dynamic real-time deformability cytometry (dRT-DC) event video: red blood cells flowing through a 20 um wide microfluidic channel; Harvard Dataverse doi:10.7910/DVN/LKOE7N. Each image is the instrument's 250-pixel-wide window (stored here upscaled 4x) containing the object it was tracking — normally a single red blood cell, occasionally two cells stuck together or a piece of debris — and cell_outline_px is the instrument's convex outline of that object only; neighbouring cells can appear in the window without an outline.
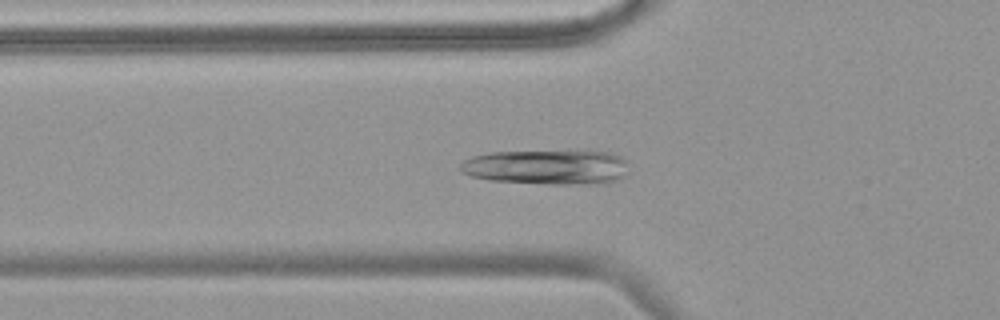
{"species": "common noctule bat (a hibernating species)", "species_latin": "Nyctalus noctula", "temperature_condition": "warm", "stored_images_in_passage": 55, "camera_frame_rate_fps": 3000, "um_per_image_px": 0.085, "animal": {"sex": "female", "body_mass_g": 18.4}, "frame": {"image": 1, "passage_image": 19, "time_ms": 6.0, "image_size_px": [1000, 320], "cell_outline_px": [[624, 176], [620, 180], [604, 184], [548, 184], [488, 180], [472, 176], [460, 172], [460, 164], [464, 160], [472, 156], [492, 152], [588, 148], [608, 152], [620, 156], [624, 160]], "centroid_in_image_um": [46.51, 14.16], "position_along_channel_um": 79.3, "area_um2": 35.49}}
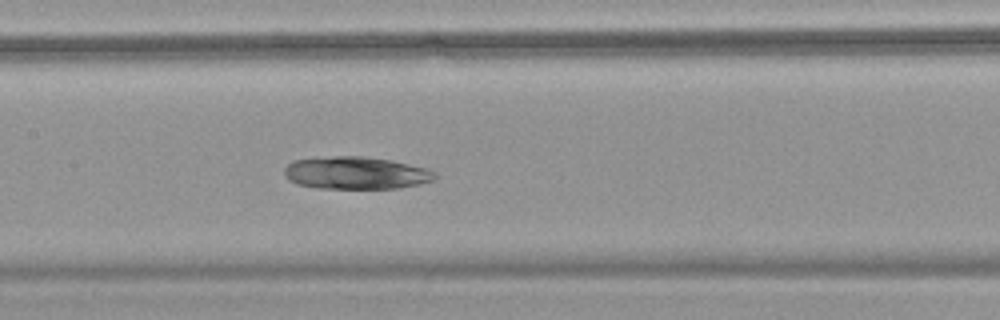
{"frame": {"image": 2, "passage_image": 27, "time_ms": 8.667, "image_size_px": [1000, 320], "cell_outline_px": [[436, 176], [432, 180], [416, 184], [396, 188], [316, 188], [296, 184], [288, 180], [284, 176], [284, 168], [292, 160], [336, 156], [364, 156], [392, 160], [424, 168], [436, 172]], "centroid_in_image_um": [30.18, 14.69], "position_along_channel_um": 177.2, "area_um2": 28.38}}
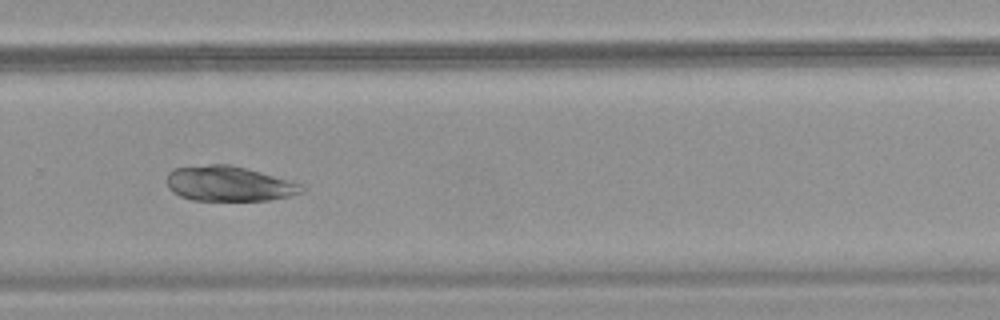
{"frame": {"image": 3, "passage_image": 38, "time_ms": 12.333, "image_size_px": [1000, 320], "cell_outline_px": [[304, 192], [288, 196], [268, 200], [192, 200], [180, 196], [172, 192], [168, 188], [168, 172], [176, 168], [208, 164], [228, 164], [260, 172], [304, 184]], "centroid_in_image_um": [19.46, 15.62], "position_along_channel_um": 310.3, "area_um2": 27.4}}